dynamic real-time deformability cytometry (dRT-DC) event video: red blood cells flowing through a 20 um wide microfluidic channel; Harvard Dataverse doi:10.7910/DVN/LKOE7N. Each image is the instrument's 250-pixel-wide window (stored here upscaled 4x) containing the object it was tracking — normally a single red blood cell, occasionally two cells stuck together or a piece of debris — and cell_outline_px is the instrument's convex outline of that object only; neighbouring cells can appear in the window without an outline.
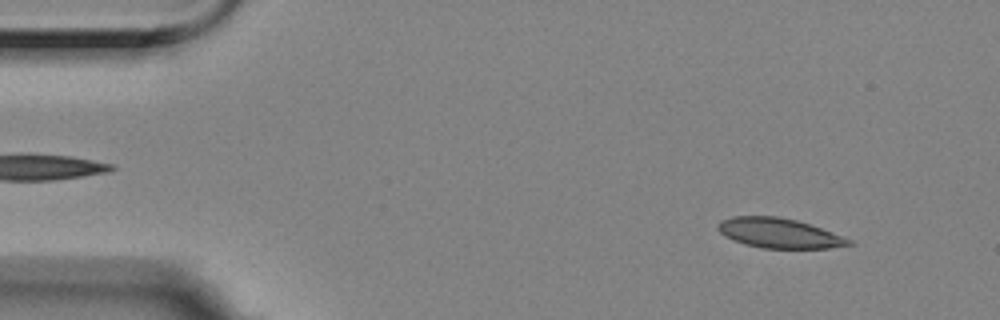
{"species": "Egyptian fruit bat (a non-hibernating species)", "species_latin": "Rousettus aegyptiacus", "temperature_condition": "room temperature", "stored_images_in_passage": 56, "camera_frame_rate_fps": 3000, "um_per_image_px": 0.085, "animal": {"sex": "female"}, "frame": {"image": 1, "passage_image": 5, "time_ms": 1.333, "image_size_px": [1000, 320], "cell_outline_px": [[856, 244], [828, 248], [760, 248], [744, 244], [732, 240], [724, 236], [716, 228], [720, 220], [732, 216], [776, 216], [796, 220], [820, 228], [852, 240]], "centroid_in_image_um": [66.17, 19.82], "position_along_channel_um": 18.8, "area_um2": 22.72}}
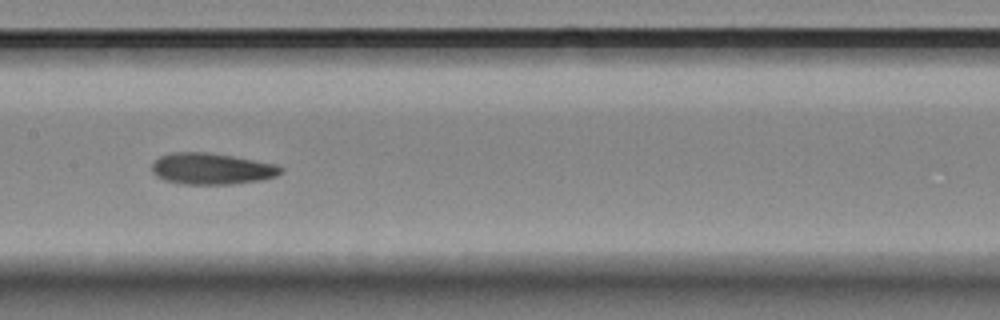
{"frame": {"image": 2, "passage_image": 27, "time_ms": 8.667, "image_size_px": [1000, 320], "cell_outline_px": [[284, 172], [276, 176], [260, 180], [232, 184], [180, 184], [164, 180], [156, 176], [152, 172], [152, 164], [160, 156], [172, 152], [208, 152], [232, 156], [276, 164], [284, 168]], "centroid_in_image_um": [17.99, 14.34], "position_along_channel_um": 189.4, "area_um2": 23.64}}
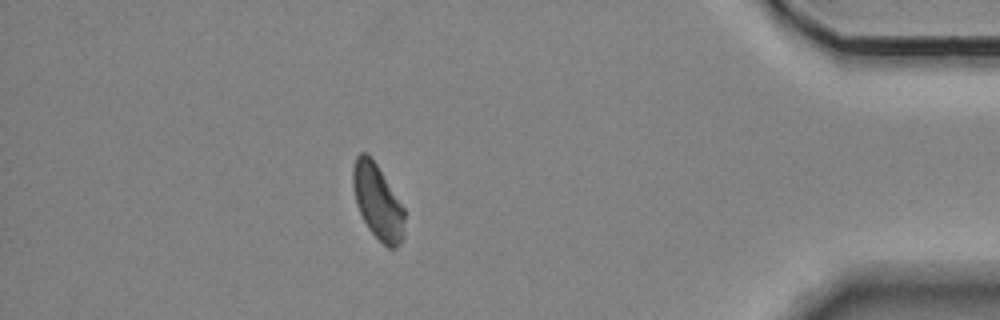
{"frame": {"image": 3, "passage_image": 49, "time_ms": 16.0, "image_size_px": [1000, 320], "cell_outline_px": [[404, 236], [400, 244], [396, 248], [388, 248], [368, 228], [356, 204], [352, 184], [352, 168], [356, 156], [360, 152], [368, 152], [376, 164], [404, 208]], "centroid_in_image_um": [32.09, 17.13], "position_along_channel_um": 403.1, "area_um2": 22.43}, "authors_computed_cell_mechanics": {"area_um2": 23.2934, "velocity_mm_per_s": 3.4981, "shape_relaxation_time_tau1_ms": 6.0107, "shape_relaxation_time_tau2_ms": 3.6992, "deformation_change_tau1": 0.1215, "deformation_change_tau2": 0.0904}}